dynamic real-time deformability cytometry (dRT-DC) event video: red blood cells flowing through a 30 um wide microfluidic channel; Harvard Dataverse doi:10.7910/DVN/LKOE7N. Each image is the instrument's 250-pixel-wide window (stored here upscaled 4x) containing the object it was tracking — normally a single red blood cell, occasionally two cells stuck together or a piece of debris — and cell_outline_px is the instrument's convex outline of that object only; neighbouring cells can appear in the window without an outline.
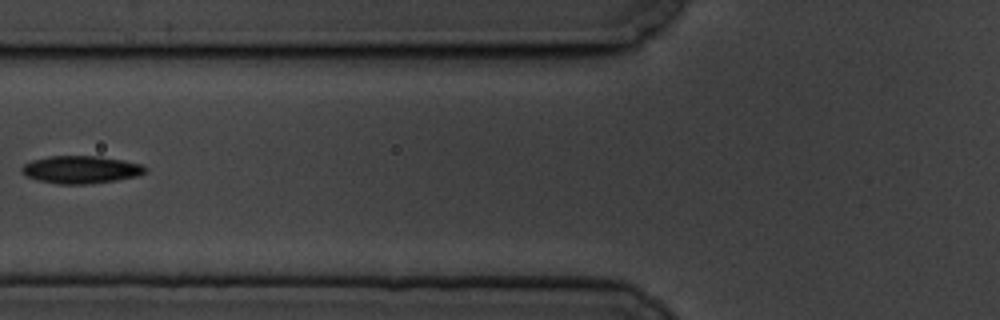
{"species": "common noctule bat (a hibernating species)", "species_latin": "Nyctalus noctula", "temperature_condition": "cold", "stored_images_in_passage": 9, "camera_frame_rate_fps": 3000, "um_per_image_px": 0.085, "animal": {"sex": "male", "body_mass_g": 19.5, "forearm_length_mm": 54.6}, "frame": {"image": 1, "passage_image": 3, "time_ms": 2.333, "image_size_px": [1000, 320], "cell_outline_px": [[148, 172], [140, 176], [116, 180], [88, 184], [60, 184], [36, 180], [24, 176], [20, 172], [20, 168], [24, 164], [32, 160], [48, 156], [100, 156], [124, 160], [140, 164], [148, 168]], "centroid_in_image_um": [6.88, 14.42], "position_along_channel_um": 118.9, "area_um2": 20.23}}
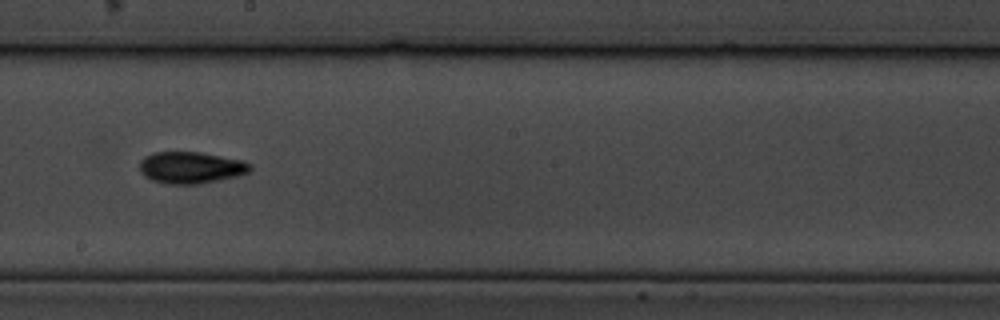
{"frame": {"image": 2, "passage_image": 6, "time_ms": 5.667, "image_size_px": [1000, 320], "cell_outline_px": [[252, 168], [248, 172], [236, 176], [200, 184], [168, 184], [152, 180], [144, 176], [140, 172], [140, 160], [144, 156], [152, 152], [200, 152], [240, 160], [252, 164]], "centroid_in_image_um": [16.19, 14.24], "position_along_channel_um": 232.0, "area_um2": 20.4}}
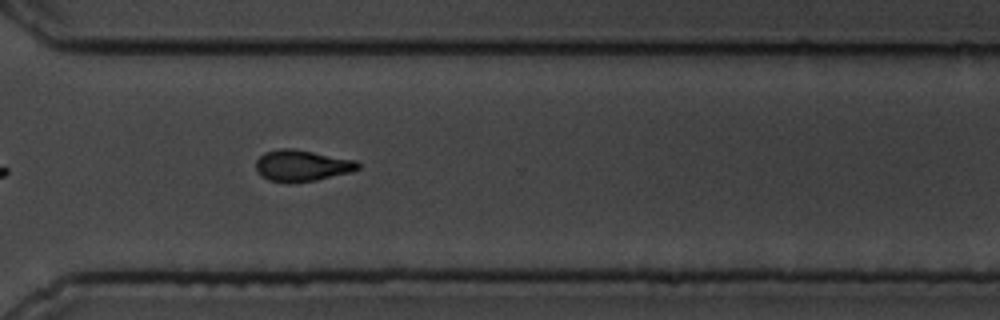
{"frame": {"image": 3, "passage_image": 9, "time_ms": 9.0, "image_size_px": [1000, 320], "cell_outline_px": [[360, 168], [352, 172], [316, 180], [292, 184], [288, 184], [268, 180], [256, 168], [256, 160], [264, 152], [280, 148], [292, 148], [356, 160], [360, 164]], "centroid_in_image_um": [25.68, 14.09], "position_along_channel_um": 344.9, "area_um2": 18.79}}